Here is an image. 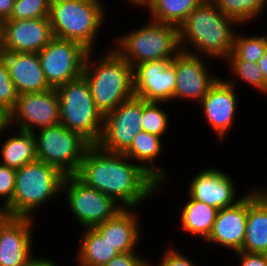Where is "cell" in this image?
Wrapping results in <instances>:
<instances>
[{
    "mask_svg": "<svg viewBox=\"0 0 267 266\" xmlns=\"http://www.w3.org/2000/svg\"><path fill=\"white\" fill-rule=\"evenodd\" d=\"M123 153H111L91 145L75 176L89 187L111 197L122 208H137L159 189L144 168Z\"/></svg>",
    "mask_w": 267,
    "mask_h": 266,
    "instance_id": "cell-1",
    "label": "cell"
},
{
    "mask_svg": "<svg viewBox=\"0 0 267 266\" xmlns=\"http://www.w3.org/2000/svg\"><path fill=\"white\" fill-rule=\"evenodd\" d=\"M237 25L239 23L235 19L224 15L211 0H206L179 27L180 49L211 59L217 57L225 60L232 52L236 34L233 27Z\"/></svg>",
    "mask_w": 267,
    "mask_h": 266,
    "instance_id": "cell-2",
    "label": "cell"
},
{
    "mask_svg": "<svg viewBox=\"0 0 267 266\" xmlns=\"http://www.w3.org/2000/svg\"><path fill=\"white\" fill-rule=\"evenodd\" d=\"M88 52L83 76L89 83L96 108L104 116L135 96L133 67L112 47L92 63Z\"/></svg>",
    "mask_w": 267,
    "mask_h": 266,
    "instance_id": "cell-3",
    "label": "cell"
},
{
    "mask_svg": "<svg viewBox=\"0 0 267 266\" xmlns=\"http://www.w3.org/2000/svg\"><path fill=\"white\" fill-rule=\"evenodd\" d=\"M65 175L40 160L16 170L12 201L0 212L12 217L32 218L34 211L62 192Z\"/></svg>",
    "mask_w": 267,
    "mask_h": 266,
    "instance_id": "cell-4",
    "label": "cell"
},
{
    "mask_svg": "<svg viewBox=\"0 0 267 266\" xmlns=\"http://www.w3.org/2000/svg\"><path fill=\"white\" fill-rule=\"evenodd\" d=\"M104 15L103 5L87 0H51L50 3L53 36L77 42L89 52H94Z\"/></svg>",
    "mask_w": 267,
    "mask_h": 266,
    "instance_id": "cell-5",
    "label": "cell"
},
{
    "mask_svg": "<svg viewBox=\"0 0 267 266\" xmlns=\"http://www.w3.org/2000/svg\"><path fill=\"white\" fill-rule=\"evenodd\" d=\"M113 41V48L133 68L147 61L172 60L181 51L179 28L152 20Z\"/></svg>",
    "mask_w": 267,
    "mask_h": 266,
    "instance_id": "cell-6",
    "label": "cell"
},
{
    "mask_svg": "<svg viewBox=\"0 0 267 266\" xmlns=\"http://www.w3.org/2000/svg\"><path fill=\"white\" fill-rule=\"evenodd\" d=\"M59 97L60 124L78 133L91 145H97L104 116L96 108L89 83L82 75L56 88Z\"/></svg>",
    "mask_w": 267,
    "mask_h": 266,
    "instance_id": "cell-7",
    "label": "cell"
},
{
    "mask_svg": "<svg viewBox=\"0 0 267 266\" xmlns=\"http://www.w3.org/2000/svg\"><path fill=\"white\" fill-rule=\"evenodd\" d=\"M37 160L56 167L65 176L75 175L91 144L62 124L33 132Z\"/></svg>",
    "mask_w": 267,
    "mask_h": 266,
    "instance_id": "cell-8",
    "label": "cell"
},
{
    "mask_svg": "<svg viewBox=\"0 0 267 266\" xmlns=\"http://www.w3.org/2000/svg\"><path fill=\"white\" fill-rule=\"evenodd\" d=\"M15 122V124H13ZM12 124L16 129L35 132L60 124L59 97L55 88L43 92L20 94L14 109L0 120V136Z\"/></svg>",
    "mask_w": 267,
    "mask_h": 266,
    "instance_id": "cell-9",
    "label": "cell"
},
{
    "mask_svg": "<svg viewBox=\"0 0 267 266\" xmlns=\"http://www.w3.org/2000/svg\"><path fill=\"white\" fill-rule=\"evenodd\" d=\"M63 192L67 195V204L76 221L84 228H94L122 209L111 197L87 186L75 175L65 176L62 184Z\"/></svg>",
    "mask_w": 267,
    "mask_h": 266,
    "instance_id": "cell-10",
    "label": "cell"
},
{
    "mask_svg": "<svg viewBox=\"0 0 267 266\" xmlns=\"http://www.w3.org/2000/svg\"><path fill=\"white\" fill-rule=\"evenodd\" d=\"M88 52L77 42L53 37L38 53L48 84L56 89L82 76Z\"/></svg>",
    "mask_w": 267,
    "mask_h": 266,
    "instance_id": "cell-11",
    "label": "cell"
},
{
    "mask_svg": "<svg viewBox=\"0 0 267 266\" xmlns=\"http://www.w3.org/2000/svg\"><path fill=\"white\" fill-rule=\"evenodd\" d=\"M143 98L133 96L104 115L98 146L111 153H124L141 131Z\"/></svg>",
    "mask_w": 267,
    "mask_h": 266,
    "instance_id": "cell-12",
    "label": "cell"
},
{
    "mask_svg": "<svg viewBox=\"0 0 267 266\" xmlns=\"http://www.w3.org/2000/svg\"><path fill=\"white\" fill-rule=\"evenodd\" d=\"M135 96L167 103L174 99L176 73L171 60L147 61L133 68Z\"/></svg>",
    "mask_w": 267,
    "mask_h": 266,
    "instance_id": "cell-13",
    "label": "cell"
},
{
    "mask_svg": "<svg viewBox=\"0 0 267 266\" xmlns=\"http://www.w3.org/2000/svg\"><path fill=\"white\" fill-rule=\"evenodd\" d=\"M204 59L202 56L180 51L171 60L176 73L173 100H177V98L184 100L185 98L191 101L196 100L199 103L218 80V76L211 75L208 66H205Z\"/></svg>",
    "mask_w": 267,
    "mask_h": 266,
    "instance_id": "cell-14",
    "label": "cell"
},
{
    "mask_svg": "<svg viewBox=\"0 0 267 266\" xmlns=\"http://www.w3.org/2000/svg\"><path fill=\"white\" fill-rule=\"evenodd\" d=\"M237 80V78L233 80L218 78L199 102L206 121L220 140L224 139L235 121L238 109L237 87H235Z\"/></svg>",
    "mask_w": 267,
    "mask_h": 266,
    "instance_id": "cell-15",
    "label": "cell"
},
{
    "mask_svg": "<svg viewBox=\"0 0 267 266\" xmlns=\"http://www.w3.org/2000/svg\"><path fill=\"white\" fill-rule=\"evenodd\" d=\"M32 220L0 213V266H25L32 257Z\"/></svg>",
    "mask_w": 267,
    "mask_h": 266,
    "instance_id": "cell-16",
    "label": "cell"
},
{
    "mask_svg": "<svg viewBox=\"0 0 267 266\" xmlns=\"http://www.w3.org/2000/svg\"><path fill=\"white\" fill-rule=\"evenodd\" d=\"M53 37L49 17L2 22L1 46L10 51L39 53Z\"/></svg>",
    "mask_w": 267,
    "mask_h": 266,
    "instance_id": "cell-17",
    "label": "cell"
},
{
    "mask_svg": "<svg viewBox=\"0 0 267 266\" xmlns=\"http://www.w3.org/2000/svg\"><path fill=\"white\" fill-rule=\"evenodd\" d=\"M0 62L8 70L19 95L52 89L45 78L38 53L15 52L0 46Z\"/></svg>",
    "mask_w": 267,
    "mask_h": 266,
    "instance_id": "cell-18",
    "label": "cell"
},
{
    "mask_svg": "<svg viewBox=\"0 0 267 266\" xmlns=\"http://www.w3.org/2000/svg\"><path fill=\"white\" fill-rule=\"evenodd\" d=\"M189 197L217 209L236 204V188L232 177L218 168L204 169L192 178Z\"/></svg>",
    "mask_w": 267,
    "mask_h": 266,
    "instance_id": "cell-19",
    "label": "cell"
},
{
    "mask_svg": "<svg viewBox=\"0 0 267 266\" xmlns=\"http://www.w3.org/2000/svg\"><path fill=\"white\" fill-rule=\"evenodd\" d=\"M246 221L247 194L236 204L219 209L212 230L204 241L229 248L234 252L241 251L245 238Z\"/></svg>",
    "mask_w": 267,
    "mask_h": 266,
    "instance_id": "cell-20",
    "label": "cell"
},
{
    "mask_svg": "<svg viewBox=\"0 0 267 266\" xmlns=\"http://www.w3.org/2000/svg\"><path fill=\"white\" fill-rule=\"evenodd\" d=\"M247 192V221L241 251L267 254V189Z\"/></svg>",
    "mask_w": 267,
    "mask_h": 266,
    "instance_id": "cell-21",
    "label": "cell"
},
{
    "mask_svg": "<svg viewBox=\"0 0 267 266\" xmlns=\"http://www.w3.org/2000/svg\"><path fill=\"white\" fill-rule=\"evenodd\" d=\"M133 211V208H122L112 218L94 227L118 253L134 252L138 248L142 233L139 218Z\"/></svg>",
    "mask_w": 267,
    "mask_h": 266,
    "instance_id": "cell-22",
    "label": "cell"
},
{
    "mask_svg": "<svg viewBox=\"0 0 267 266\" xmlns=\"http://www.w3.org/2000/svg\"><path fill=\"white\" fill-rule=\"evenodd\" d=\"M162 138L146 131H138L130 147L123 153L131 161L134 159V163L138 161L137 164L159 183V189L163 186L162 182L165 185L167 178L166 171L155 164L156 158L161 156Z\"/></svg>",
    "mask_w": 267,
    "mask_h": 266,
    "instance_id": "cell-23",
    "label": "cell"
},
{
    "mask_svg": "<svg viewBox=\"0 0 267 266\" xmlns=\"http://www.w3.org/2000/svg\"><path fill=\"white\" fill-rule=\"evenodd\" d=\"M17 131L5 138L0 149V164L16 170L37 159L33 133L20 129Z\"/></svg>",
    "mask_w": 267,
    "mask_h": 266,
    "instance_id": "cell-24",
    "label": "cell"
},
{
    "mask_svg": "<svg viewBox=\"0 0 267 266\" xmlns=\"http://www.w3.org/2000/svg\"><path fill=\"white\" fill-rule=\"evenodd\" d=\"M77 251L79 266H104L119 253L95 228H85Z\"/></svg>",
    "mask_w": 267,
    "mask_h": 266,
    "instance_id": "cell-25",
    "label": "cell"
},
{
    "mask_svg": "<svg viewBox=\"0 0 267 266\" xmlns=\"http://www.w3.org/2000/svg\"><path fill=\"white\" fill-rule=\"evenodd\" d=\"M181 213V228L191 235L206 239L214 225L219 209L189 197Z\"/></svg>",
    "mask_w": 267,
    "mask_h": 266,
    "instance_id": "cell-26",
    "label": "cell"
},
{
    "mask_svg": "<svg viewBox=\"0 0 267 266\" xmlns=\"http://www.w3.org/2000/svg\"><path fill=\"white\" fill-rule=\"evenodd\" d=\"M206 0H149L144 6L150 13V20L180 27L188 15Z\"/></svg>",
    "mask_w": 267,
    "mask_h": 266,
    "instance_id": "cell-27",
    "label": "cell"
},
{
    "mask_svg": "<svg viewBox=\"0 0 267 266\" xmlns=\"http://www.w3.org/2000/svg\"><path fill=\"white\" fill-rule=\"evenodd\" d=\"M226 16L235 19L239 24L251 22L259 17L267 5V0H211Z\"/></svg>",
    "mask_w": 267,
    "mask_h": 266,
    "instance_id": "cell-28",
    "label": "cell"
},
{
    "mask_svg": "<svg viewBox=\"0 0 267 266\" xmlns=\"http://www.w3.org/2000/svg\"><path fill=\"white\" fill-rule=\"evenodd\" d=\"M267 49V36L235 34L232 52L225 60H244L257 63Z\"/></svg>",
    "mask_w": 267,
    "mask_h": 266,
    "instance_id": "cell-29",
    "label": "cell"
},
{
    "mask_svg": "<svg viewBox=\"0 0 267 266\" xmlns=\"http://www.w3.org/2000/svg\"><path fill=\"white\" fill-rule=\"evenodd\" d=\"M159 104L161 102L146 101L143 99L141 128L142 131L162 137L167 132L169 116L167 112L162 110Z\"/></svg>",
    "mask_w": 267,
    "mask_h": 266,
    "instance_id": "cell-30",
    "label": "cell"
},
{
    "mask_svg": "<svg viewBox=\"0 0 267 266\" xmlns=\"http://www.w3.org/2000/svg\"><path fill=\"white\" fill-rule=\"evenodd\" d=\"M229 63L230 71L234 74L233 76L237 77L242 82H246L256 90H259V93H267V82L264 80L261 70L259 69L258 63L244 60H225Z\"/></svg>",
    "mask_w": 267,
    "mask_h": 266,
    "instance_id": "cell-31",
    "label": "cell"
},
{
    "mask_svg": "<svg viewBox=\"0 0 267 266\" xmlns=\"http://www.w3.org/2000/svg\"><path fill=\"white\" fill-rule=\"evenodd\" d=\"M51 0H15L9 19L47 18L50 13Z\"/></svg>",
    "mask_w": 267,
    "mask_h": 266,
    "instance_id": "cell-32",
    "label": "cell"
},
{
    "mask_svg": "<svg viewBox=\"0 0 267 266\" xmlns=\"http://www.w3.org/2000/svg\"><path fill=\"white\" fill-rule=\"evenodd\" d=\"M18 97L8 70L0 62V120H4L14 109Z\"/></svg>",
    "mask_w": 267,
    "mask_h": 266,
    "instance_id": "cell-33",
    "label": "cell"
},
{
    "mask_svg": "<svg viewBox=\"0 0 267 266\" xmlns=\"http://www.w3.org/2000/svg\"><path fill=\"white\" fill-rule=\"evenodd\" d=\"M16 169L0 164V198L3 205L0 212L12 201L15 191ZM5 201V202H4Z\"/></svg>",
    "mask_w": 267,
    "mask_h": 266,
    "instance_id": "cell-34",
    "label": "cell"
},
{
    "mask_svg": "<svg viewBox=\"0 0 267 266\" xmlns=\"http://www.w3.org/2000/svg\"><path fill=\"white\" fill-rule=\"evenodd\" d=\"M151 262L139 256L135 251L119 253L104 266H150Z\"/></svg>",
    "mask_w": 267,
    "mask_h": 266,
    "instance_id": "cell-35",
    "label": "cell"
},
{
    "mask_svg": "<svg viewBox=\"0 0 267 266\" xmlns=\"http://www.w3.org/2000/svg\"><path fill=\"white\" fill-rule=\"evenodd\" d=\"M156 266H195L192 260H189L185 254L179 252L176 248L167 247L164 255L161 257ZM150 266H153L150 264Z\"/></svg>",
    "mask_w": 267,
    "mask_h": 266,
    "instance_id": "cell-36",
    "label": "cell"
},
{
    "mask_svg": "<svg viewBox=\"0 0 267 266\" xmlns=\"http://www.w3.org/2000/svg\"><path fill=\"white\" fill-rule=\"evenodd\" d=\"M235 253L241 261L240 266H267V254L246 251H237Z\"/></svg>",
    "mask_w": 267,
    "mask_h": 266,
    "instance_id": "cell-37",
    "label": "cell"
},
{
    "mask_svg": "<svg viewBox=\"0 0 267 266\" xmlns=\"http://www.w3.org/2000/svg\"><path fill=\"white\" fill-rule=\"evenodd\" d=\"M15 0H0V22L10 18Z\"/></svg>",
    "mask_w": 267,
    "mask_h": 266,
    "instance_id": "cell-38",
    "label": "cell"
},
{
    "mask_svg": "<svg viewBox=\"0 0 267 266\" xmlns=\"http://www.w3.org/2000/svg\"><path fill=\"white\" fill-rule=\"evenodd\" d=\"M25 266H60L56 261L51 260L50 258H35V256L31 257L29 261L25 264Z\"/></svg>",
    "mask_w": 267,
    "mask_h": 266,
    "instance_id": "cell-39",
    "label": "cell"
},
{
    "mask_svg": "<svg viewBox=\"0 0 267 266\" xmlns=\"http://www.w3.org/2000/svg\"><path fill=\"white\" fill-rule=\"evenodd\" d=\"M257 63L264 80L267 82V49L264 51L263 56L258 60Z\"/></svg>",
    "mask_w": 267,
    "mask_h": 266,
    "instance_id": "cell-40",
    "label": "cell"
},
{
    "mask_svg": "<svg viewBox=\"0 0 267 266\" xmlns=\"http://www.w3.org/2000/svg\"><path fill=\"white\" fill-rule=\"evenodd\" d=\"M129 3L132 5H134L135 7H144L148 2L149 0H128Z\"/></svg>",
    "mask_w": 267,
    "mask_h": 266,
    "instance_id": "cell-41",
    "label": "cell"
},
{
    "mask_svg": "<svg viewBox=\"0 0 267 266\" xmlns=\"http://www.w3.org/2000/svg\"><path fill=\"white\" fill-rule=\"evenodd\" d=\"M87 1H91V2H94V3H98V4H101V5H103V3H102V2H100L101 0H87Z\"/></svg>",
    "mask_w": 267,
    "mask_h": 266,
    "instance_id": "cell-42",
    "label": "cell"
},
{
    "mask_svg": "<svg viewBox=\"0 0 267 266\" xmlns=\"http://www.w3.org/2000/svg\"><path fill=\"white\" fill-rule=\"evenodd\" d=\"M1 30H2V23L0 22V46H1Z\"/></svg>",
    "mask_w": 267,
    "mask_h": 266,
    "instance_id": "cell-43",
    "label": "cell"
}]
</instances>
